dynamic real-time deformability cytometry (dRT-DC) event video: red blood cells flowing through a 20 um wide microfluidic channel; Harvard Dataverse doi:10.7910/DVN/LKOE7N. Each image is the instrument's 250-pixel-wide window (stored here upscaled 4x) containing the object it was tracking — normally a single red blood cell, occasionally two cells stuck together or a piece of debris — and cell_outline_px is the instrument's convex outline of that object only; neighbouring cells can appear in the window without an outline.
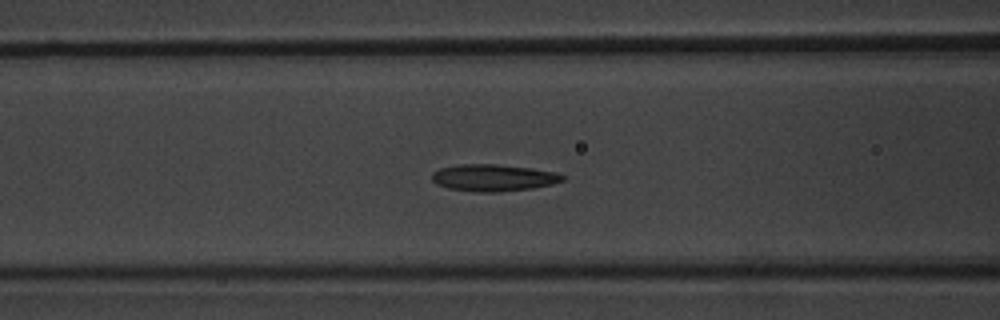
{"species": "common noctule bat (a hibernating species)", "species_latin": "Nyctalus noctula", "temperature_condition": "warm", "stored_images_in_passage": 40, "camera_frame_rate_fps": 3000, "um_per_image_px": 0.085, "animal": {"sex": "male", "body_mass_g": 20.1, "forearm_length_mm": 53.5}, "frame": {"image": 1, "passage_image": 8, "time_ms": 2.333, "image_size_px": [1000, 320], "cell_outline_px": [[564, 180], [552, 184], [532, 188], [500, 192], [476, 192], [448, 188], [436, 184], [432, 180], [432, 172], [440, 168], [460, 164], [496, 164], [532, 168], [556, 172], [564, 176]], "centroid_in_image_um": [41.92, 15.11], "position_along_channel_um": 124.7, "area_um2": 20.52}}
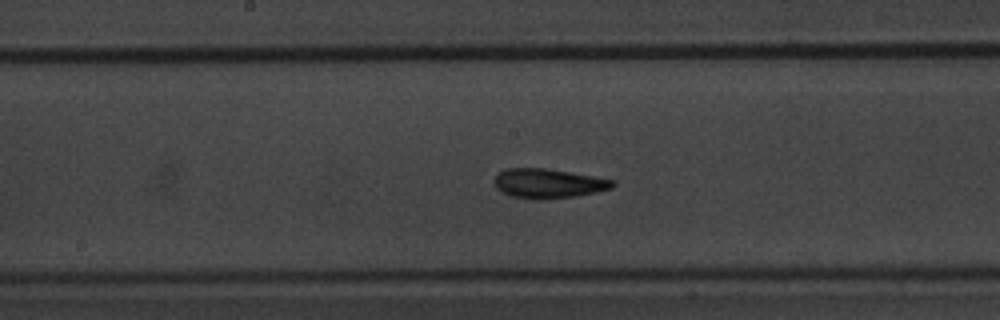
{"frame": {"image": 2, "passage_image": 14, "time_ms": 4.333, "image_size_px": [1000, 320], "cell_outline_px": [[616, 184], [612, 188], [596, 192], [576, 196], [544, 200], [532, 200], [512, 196], [496, 188], [492, 180], [496, 172], [504, 168], [548, 168], [616, 180]], "centroid_in_image_um": [46.57, 15.59], "position_along_channel_um": 201.6, "area_um2": 20.81}}
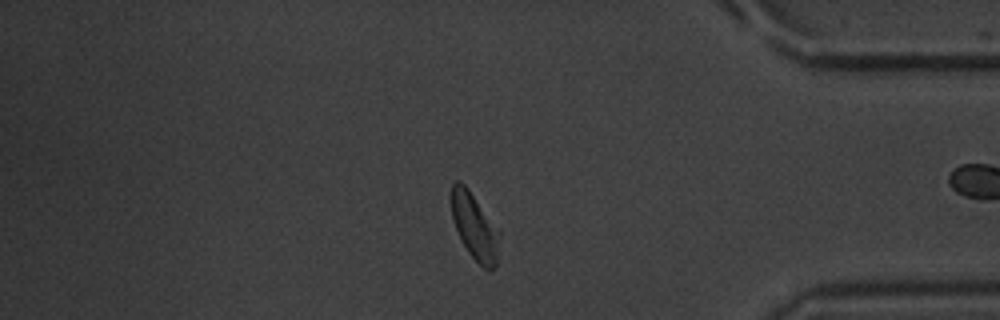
{"frame": {"image": 3, "passage_image": 31, "time_ms": 10.0, "image_size_px": [1000, 320], "cell_outline_px": [[500, 236], [496, 264], [488, 272], [468, 252], [452, 220], [452, 184], [456, 180], [460, 180], [468, 188], [500, 232]], "centroid_in_image_um": [40.35, 19.25], "position_along_channel_um": 394.9, "area_um2": 18.21}, "authors_computed_cell_mechanics": {"area_um2": 18.9295, "velocity_mm_per_s": 3.8365, "shape_relaxation_time_tau1_ms": 3.1112, "shape_relaxation_time_tau2_ms": 1.9279, "deformation_change_tau1": 0.1286, "deformation_change_tau2": 0.0736}}